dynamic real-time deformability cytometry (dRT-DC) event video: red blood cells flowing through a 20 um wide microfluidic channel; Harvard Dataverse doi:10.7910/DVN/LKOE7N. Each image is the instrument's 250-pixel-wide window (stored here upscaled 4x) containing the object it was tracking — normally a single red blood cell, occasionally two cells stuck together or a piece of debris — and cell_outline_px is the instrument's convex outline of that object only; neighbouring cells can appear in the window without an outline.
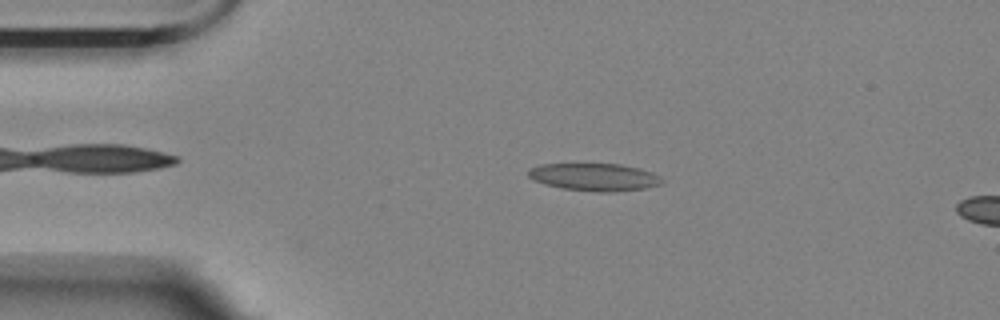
{"species": "Egyptian fruit bat (a non-hibernating species)", "species_latin": "Rousettus aegyptiacus", "temperature_condition": "room temperature", "stored_images_in_passage": 14, "camera_frame_rate_fps": 3000, "um_per_image_px": 0.085, "animal": {"sex": "female"}, "frame": {"image": 1, "passage_image": 10, "time_ms": 3.0, "image_size_px": [1000, 320], "cell_outline_px": [[664, 180], [660, 184], [648, 188], [608, 192], [600, 192], [564, 188], [544, 184], [532, 180], [528, 176], [528, 168], [540, 164], [620, 164], [640, 168], [652, 172], [660, 176]], "centroid_in_image_um": [50.52, 15.04], "position_along_channel_um": 34.5, "area_um2": 21.5}}